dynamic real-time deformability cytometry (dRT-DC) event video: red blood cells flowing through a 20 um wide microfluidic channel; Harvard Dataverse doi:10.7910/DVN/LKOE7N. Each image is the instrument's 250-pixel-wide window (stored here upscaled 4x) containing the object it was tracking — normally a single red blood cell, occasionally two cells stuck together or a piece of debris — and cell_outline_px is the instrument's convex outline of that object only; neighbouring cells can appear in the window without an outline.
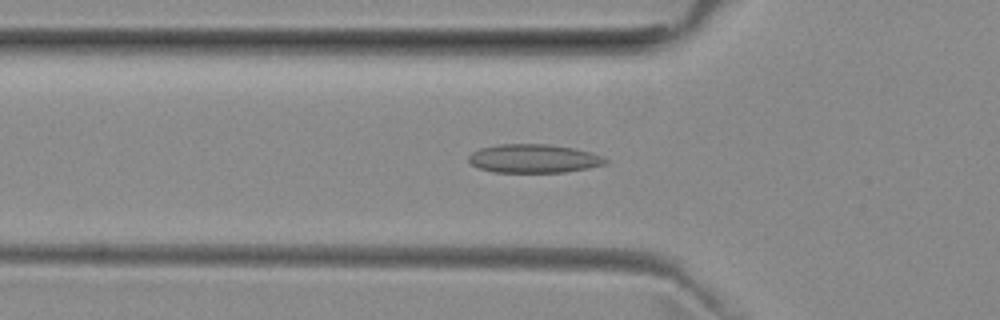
{"species": "common noctule bat (a hibernating species)", "species_latin": "Nyctalus noctula", "temperature_condition": "room temperature", "stored_images_in_passage": 50, "camera_frame_rate_fps": 3000, "um_per_image_px": 0.085, "animal": {"sex": "female", "body_mass_g": 29.2, "forearm_length_mm": 56.3}, "frame": {"image": 1, "passage_image": 16, "time_ms": 5.0, "image_size_px": [1000, 320], "cell_outline_px": [[608, 164], [588, 168], [564, 172], [492, 172], [480, 168], [472, 164], [468, 160], [468, 156], [472, 152], [480, 148], [500, 144], [548, 144], [572, 148], [592, 152], [608, 160]], "centroid_in_image_um": [45.37, 13.48], "position_along_channel_um": 80.4, "area_um2": 22.77}}
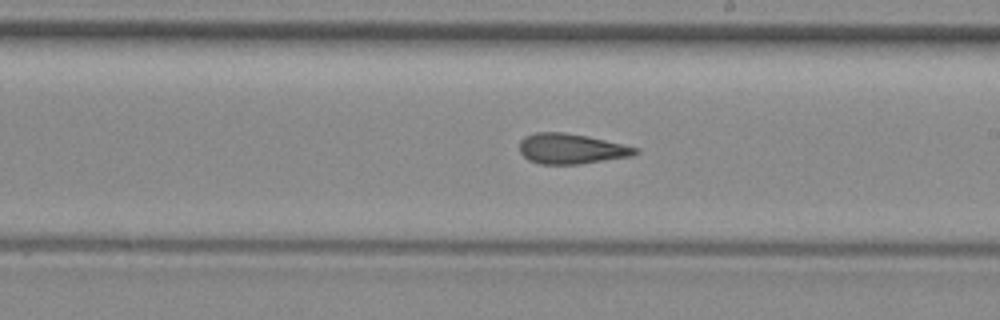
{"frame": {"image": 2, "passage_image": 28, "time_ms": 9.0, "image_size_px": [1000, 320], "cell_outline_px": [[640, 152], [632, 156], [580, 164], [540, 164], [528, 160], [520, 152], [520, 140], [524, 136], [536, 132], [564, 132], [588, 136], [640, 148]], "centroid_in_image_um": [48.56, 12.64], "position_along_channel_um": 240.4, "area_um2": 20.58}}
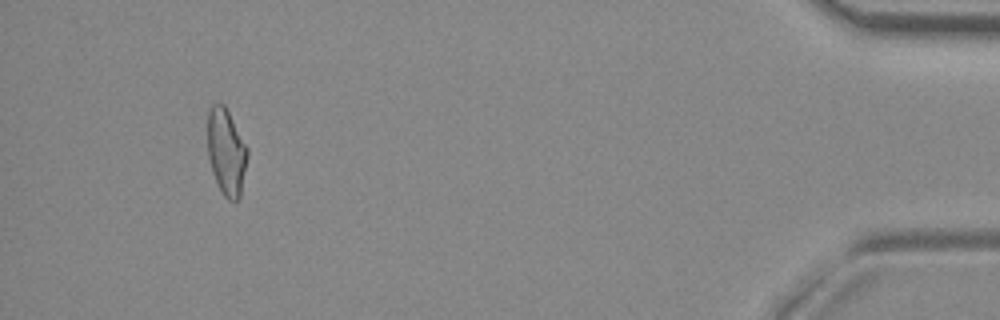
{"frame": {"image": 3, "passage_image": 47, "time_ms": 15.333, "image_size_px": [1000, 320], "cell_outline_px": [[248, 156], [240, 196], [236, 200], [228, 200], [224, 196], [212, 172], [208, 160], [208, 112], [212, 104], [224, 104], [248, 148]], "centroid_in_image_um": [19.23, 12.91], "position_along_channel_um": 416.0, "area_um2": 19.94}}